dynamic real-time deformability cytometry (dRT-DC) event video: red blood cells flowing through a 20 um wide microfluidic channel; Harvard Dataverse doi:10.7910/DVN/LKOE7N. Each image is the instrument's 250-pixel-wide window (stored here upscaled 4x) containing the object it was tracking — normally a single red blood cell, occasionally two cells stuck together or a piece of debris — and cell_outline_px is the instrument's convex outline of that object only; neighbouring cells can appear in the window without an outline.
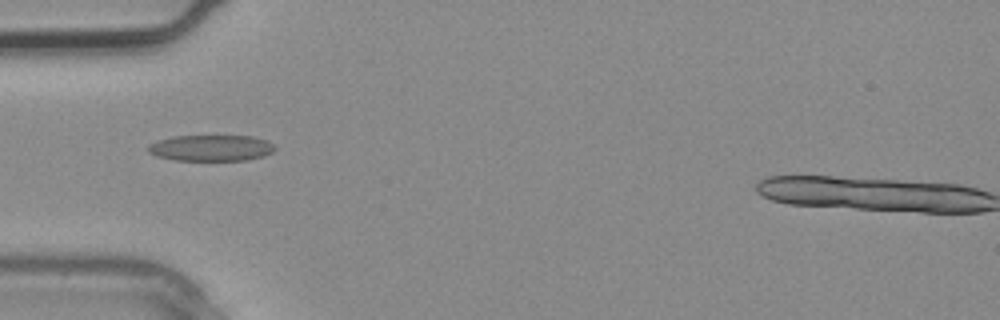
{"species": "common noctule bat (a hibernating species)", "species_latin": "Nyctalus noctula", "temperature_condition": "warm", "stored_images_in_passage": 2, "camera_frame_rate_fps": 3000, "um_per_image_px": 0.085, "animal": {"sex": "male", "body_mass_g": 20.4}, "frame": {"image": 1, "passage_image": 2, "time_ms": 0.333, "image_size_px": [1000, 320], "cell_outline_px": [[276, 148], [272, 152], [264, 156], [248, 160], [172, 160], [156, 156], [148, 152], [148, 144], [172, 136], [252, 136], [268, 140], [276, 144]], "centroid_in_image_um": [17.98, 12.58], "position_along_channel_um": 67.0, "area_um2": 19.48}}